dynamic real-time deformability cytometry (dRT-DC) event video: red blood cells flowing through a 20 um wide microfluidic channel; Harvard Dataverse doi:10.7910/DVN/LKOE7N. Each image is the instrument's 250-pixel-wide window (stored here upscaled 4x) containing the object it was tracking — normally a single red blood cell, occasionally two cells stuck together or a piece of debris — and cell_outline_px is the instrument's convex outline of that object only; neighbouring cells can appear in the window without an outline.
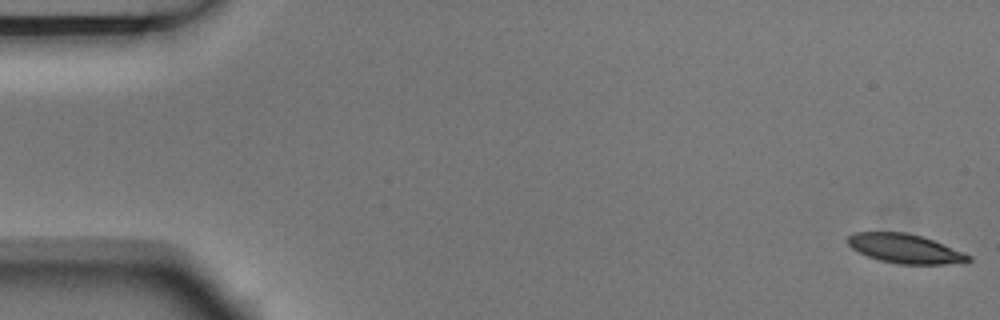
{"species": "Egyptian fruit bat (a non-hibernating species)", "species_latin": "Rousettus aegyptiacus", "temperature_condition": "room temperature", "stored_images_in_passage": 5, "camera_frame_rate_fps": 3000, "um_per_image_px": 0.085, "animal": {"sex": "male"}, "frame": {"image": 1, "passage_image": 1, "time_ms": 0.0, "image_size_px": [1000, 320], "cell_outline_px": [[972, 260], [964, 264], [896, 264], [880, 260], [868, 256], [852, 248], [848, 244], [848, 236], [852, 232], [904, 232], [920, 236], [932, 240], [964, 252], [972, 256]], "centroid_in_image_um": [76.97, 21.15], "position_along_channel_um": 8.0, "area_um2": 20.58}}
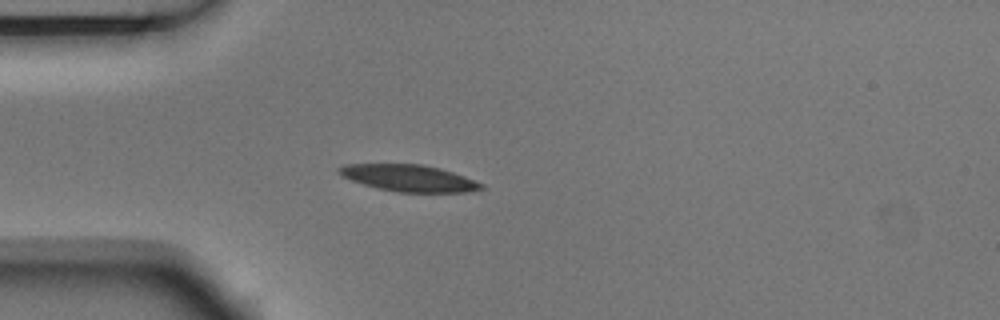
{"frame": {"image": 2, "passage_image": 5, "time_ms": 1.333, "image_size_px": [1000, 320], "cell_outline_px": [[488, 188], [468, 192], [396, 192], [376, 188], [352, 180], [336, 172], [336, 168], [344, 164], [420, 164], [440, 168], [464, 176], [484, 184]], "centroid_in_image_um": [34.78, 15.14], "position_along_channel_um": 50.2, "area_um2": 22.2}}